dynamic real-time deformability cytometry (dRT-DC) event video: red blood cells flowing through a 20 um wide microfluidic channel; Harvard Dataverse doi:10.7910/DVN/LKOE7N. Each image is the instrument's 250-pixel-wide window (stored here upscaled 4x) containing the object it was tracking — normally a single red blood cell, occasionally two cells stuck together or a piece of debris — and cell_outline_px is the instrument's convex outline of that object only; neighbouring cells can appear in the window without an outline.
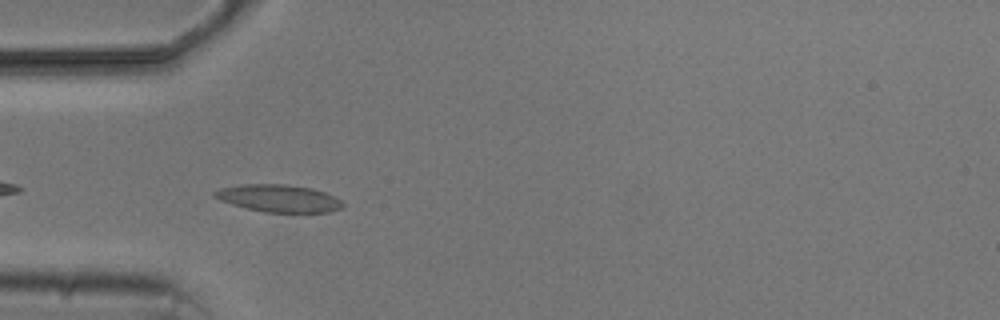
{"species": "common noctule bat (a hibernating species)", "species_latin": "Nyctalus noctula", "temperature_condition": "cold", "stored_images_in_passage": 6, "camera_frame_rate_fps": 3000, "um_per_image_px": 0.085, "animal": {"sex": "male", "body_mass_g": 20.5, "forearm_length_mm": 52.5}, "frame": {"image": 1, "passage_image": 5, "time_ms": 5.0, "image_size_px": [1000, 320], "cell_outline_px": [[344, 204], [340, 208], [328, 212], [264, 212], [232, 204], [220, 200], [212, 196], [212, 192], [220, 188], [244, 184], [284, 184], [312, 188], [324, 192], [340, 200]], "centroid_in_image_um": [23.65, 16.85], "position_along_channel_um": 61.3, "area_um2": 20.23}}
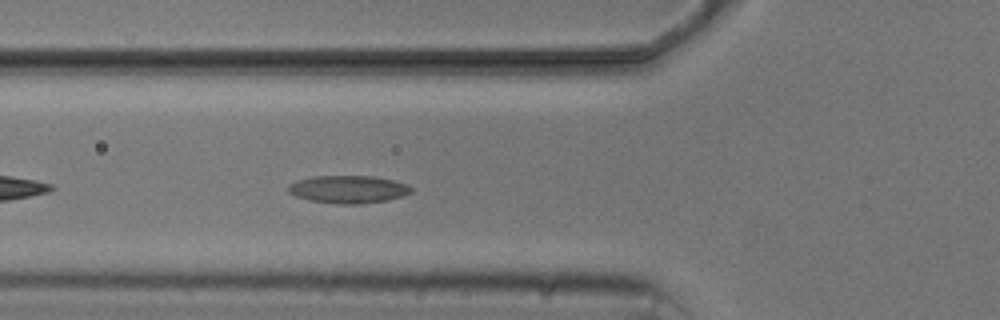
{"frame": {"image": 2, "passage_image": 6, "time_ms": 6.0, "image_size_px": [1000, 320], "cell_outline_px": [[412, 192], [404, 196], [388, 200], [360, 204], [336, 204], [312, 200], [296, 196], [288, 192], [288, 184], [296, 180], [312, 176], [376, 176], [408, 184], [412, 188]], "centroid_in_image_um": [29.62, 16.09], "position_along_channel_um": 96.2, "area_um2": 20.0}}